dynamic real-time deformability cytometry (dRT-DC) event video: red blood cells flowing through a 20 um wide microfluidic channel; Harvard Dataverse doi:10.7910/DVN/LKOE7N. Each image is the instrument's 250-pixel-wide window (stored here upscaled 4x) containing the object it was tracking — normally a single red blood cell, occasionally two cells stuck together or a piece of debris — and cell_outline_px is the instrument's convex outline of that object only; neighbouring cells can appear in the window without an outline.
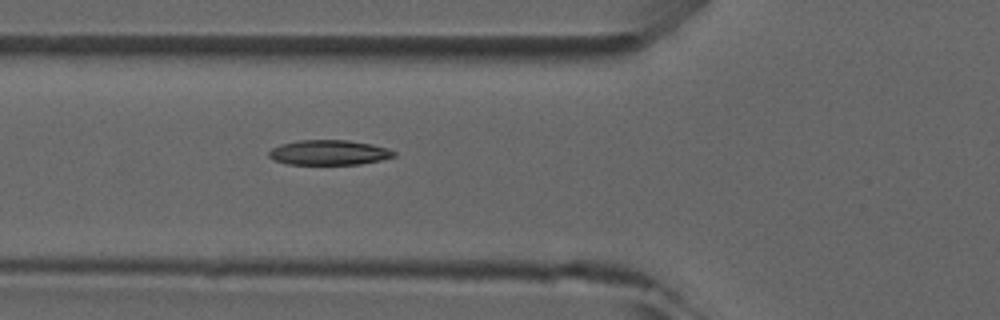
{"species": "common noctule bat (a hibernating species)", "species_latin": "Nyctalus noctula", "temperature_condition": "room temperature", "stored_images_in_passage": 5, "camera_frame_rate_fps": 3000, "um_per_image_px": 0.085, "animal": {"sex": "male", "forearm_length_mm": 52.5}, "frame": {"image": 1, "passage_image": 5, "time_ms": 4.667, "image_size_px": [1000, 320], "cell_outline_px": [[396, 156], [380, 160], [360, 164], [288, 164], [276, 160], [268, 156], [268, 152], [272, 148], [280, 144], [300, 140], [348, 140], [372, 144], [388, 148], [396, 152]], "centroid_in_image_um": [27.98, 12.96], "position_along_channel_um": 97.8, "area_um2": 18.15}}